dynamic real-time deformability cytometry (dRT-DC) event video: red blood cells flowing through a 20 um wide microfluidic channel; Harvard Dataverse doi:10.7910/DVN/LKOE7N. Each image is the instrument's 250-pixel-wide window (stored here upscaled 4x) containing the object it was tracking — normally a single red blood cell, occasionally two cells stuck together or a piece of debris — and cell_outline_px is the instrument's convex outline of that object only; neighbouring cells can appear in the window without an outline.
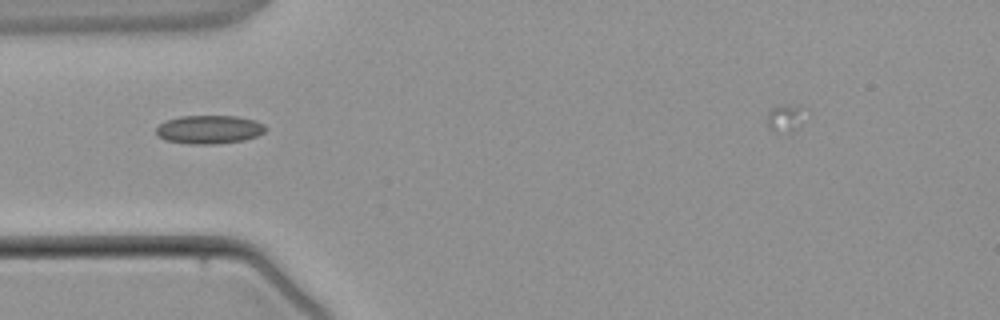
{"species": "common noctule bat (a hibernating species)", "species_latin": "Nyctalus noctula", "temperature_condition": "warm", "stored_images_in_passage": 2, "camera_frame_rate_fps": 3000, "um_per_image_px": 0.085, "animal": {"sex": "male", "body_mass_g": 21.5, "forearm_length_mm": 52.0}, "frame": {"image": 1, "passage_image": 1, "time_ms": 0.0, "image_size_px": [1000, 320], "cell_outline_px": [[268, 128], [264, 132], [256, 136], [244, 140], [216, 144], [188, 144], [164, 140], [156, 132], [156, 128], [160, 124], [168, 120], [180, 116], [236, 116], [256, 120], [264, 124]], "centroid_in_image_um": [17.81, 11.01], "position_along_channel_um": 67.2, "area_um2": 18.21}}
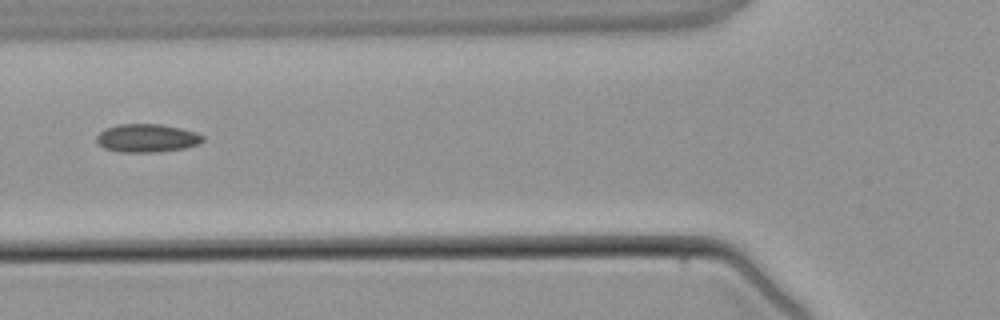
{"frame": {"image": 2, "passage_image": 2, "time_ms": 1.0, "image_size_px": [1000, 320], "cell_outline_px": [[204, 140], [200, 144], [184, 148], [156, 152], [116, 152], [104, 148], [96, 140], [96, 136], [104, 128], [116, 124], [160, 124], [180, 128], [196, 132], [204, 136]], "centroid_in_image_um": [12.48, 11.74], "position_along_channel_um": 113.3, "area_um2": 17.63}}